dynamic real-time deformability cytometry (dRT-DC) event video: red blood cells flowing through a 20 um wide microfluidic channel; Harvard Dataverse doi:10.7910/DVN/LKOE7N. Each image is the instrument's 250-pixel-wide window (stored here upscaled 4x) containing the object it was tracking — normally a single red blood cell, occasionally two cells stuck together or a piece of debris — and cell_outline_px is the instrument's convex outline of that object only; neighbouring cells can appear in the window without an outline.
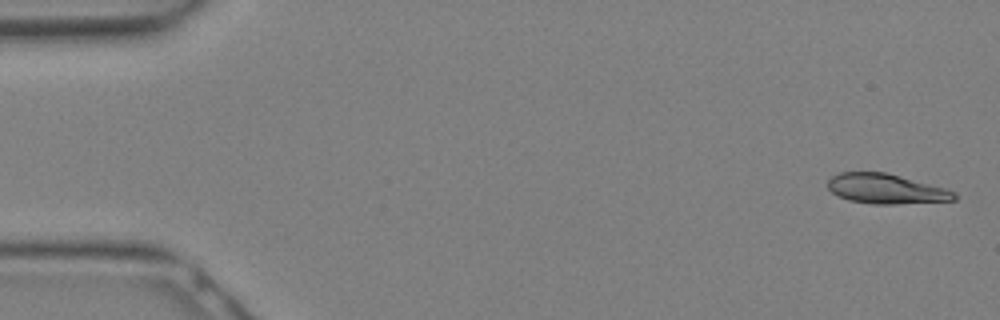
{"species": "Egyptian fruit bat (a non-hibernating species)", "species_latin": "Rousettus aegyptiacus", "temperature_condition": "warm", "stored_images_in_passage": 16, "camera_frame_rate_fps": 3000, "um_per_image_px": 0.085, "animal": {"sex": "female"}, "frame": {"image": 1, "passage_image": 1, "time_ms": 0.0, "image_size_px": [1000, 320], "cell_outline_px": [[956, 200], [896, 204], [872, 204], [848, 200], [832, 192], [828, 188], [828, 180], [832, 176], [840, 172], [888, 172], [944, 188], [956, 192]], "centroid_in_image_um": [75.31, 16.05], "position_along_channel_um": 9.7, "area_um2": 21.96}}
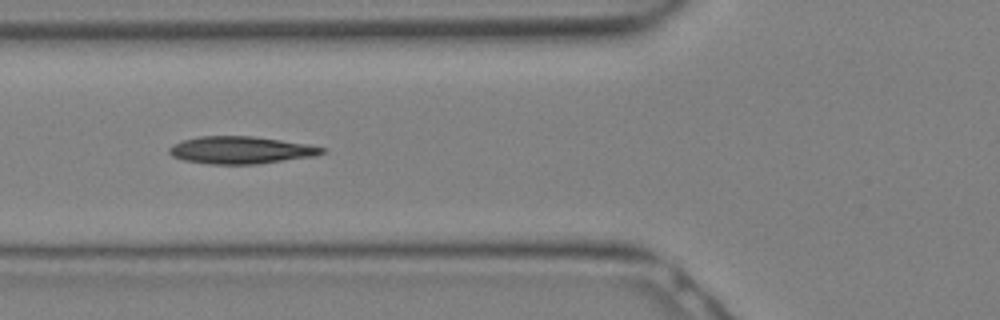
{"frame": {"image": 2, "passage_image": 11, "time_ms": 3.333, "image_size_px": [1000, 320], "cell_outline_px": [[328, 148], [324, 152], [316, 156], [256, 164], [208, 164], [184, 160], [172, 156], [168, 152], [168, 148], [172, 144], [184, 140], [200, 136], [252, 136], [308, 144]], "centroid_in_image_um": [20.47, 12.76], "position_along_channel_um": 105.3, "area_um2": 24.39}}
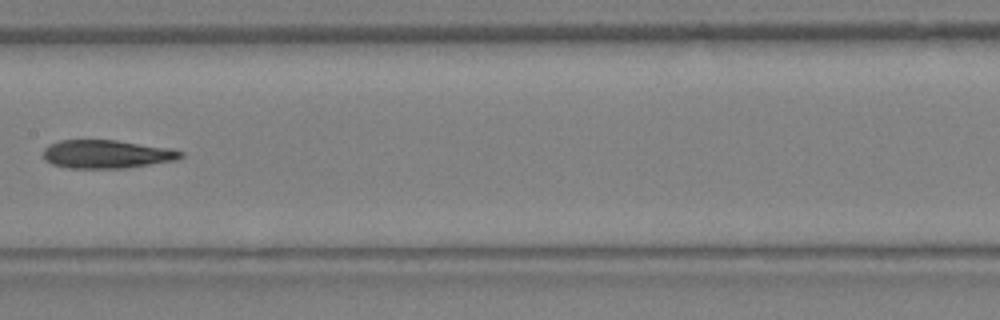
{"frame": {"image": 3, "passage_image": 15, "time_ms": 4.667, "image_size_px": [1000, 320], "cell_outline_px": [[184, 156], [176, 160], [124, 168], [68, 168], [52, 164], [44, 160], [44, 148], [48, 144], [60, 140], [116, 140], [172, 148], [184, 152]], "centroid_in_image_um": [9.07, 13.09], "position_along_channel_um": 198.3, "area_um2": 22.83}}